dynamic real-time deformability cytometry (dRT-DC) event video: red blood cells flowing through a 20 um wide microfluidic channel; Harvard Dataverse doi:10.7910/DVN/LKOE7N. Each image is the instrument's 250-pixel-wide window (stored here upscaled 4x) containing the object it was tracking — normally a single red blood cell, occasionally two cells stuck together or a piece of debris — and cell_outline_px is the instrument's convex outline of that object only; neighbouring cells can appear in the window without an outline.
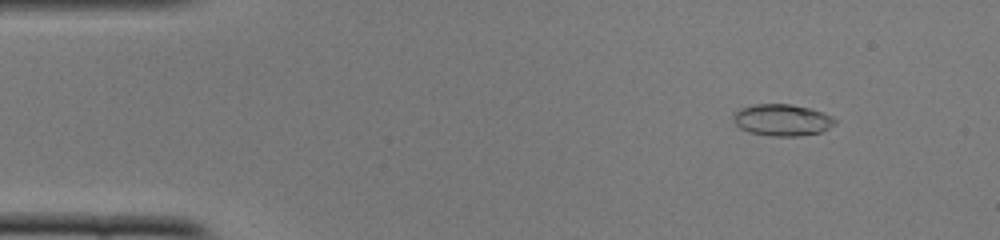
{"species": "common noctule bat (a hibernating species)", "species_latin": "Nyctalus noctula", "temperature_condition": "cold", "stored_images_in_passage": 51, "camera_frame_rate_fps": 3000, "um_per_image_px": 0.085, "animal": {"sex": "female", "body_mass_g": 22.0, "forearm_length_mm": 56.7}, "frame": {"image": 1, "passage_image": 6, "time_ms": 1.667, "image_size_px": [1000, 240], "cell_outline_px": [[836, 124], [820, 132], [800, 136], [768, 136], [748, 132], [740, 128], [732, 120], [732, 116], [740, 108], [756, 104], [792, 104], [824, 112], [832, 116], [836, 120]], "centroid_in_image_um": [66.48, 10.2], "position_along_channel_um": 18.5, "area_um2": 18.9}}
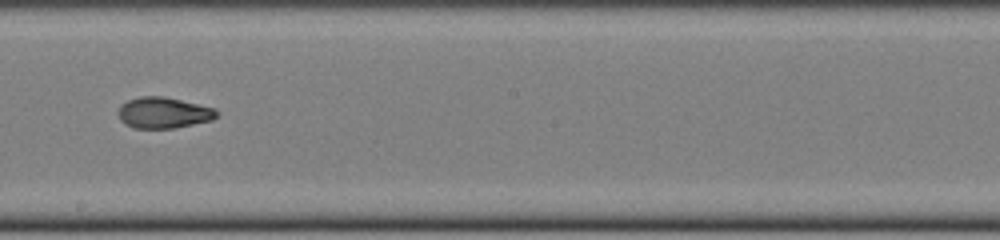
{"frame": {"image": 2, "passage_image": 29, "time_ms": 9.333, "image_size_px": [1000, 240], "cell_outline_px": [[220, 112], [212, 120], [176, 128], [132, 128], [124, 124], [120, 120], [116, 112], [120, 104], [128, 100], [140, 96], [164, 96], [216, 108]], "centroid_in_image_um": [13.87, 9.58], "position_along_channel_um": 234.3, "area_um2": 18.15}}
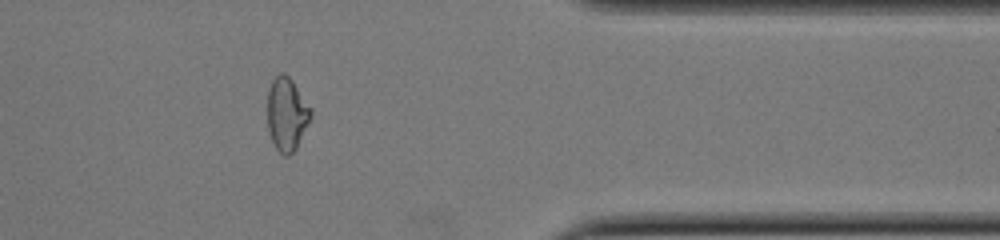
{"frame": {"image": 3, "passage_image": 42, "time_ms": 13.667, "image_size_px": [1000, 240], "cell_outline_px": [[312, 120], [296, 148], [288, 156], [284, 156], [276, 148], [268, 132], [268, 88], [272, 80], [280, 72], [284, 72], [292, 80], [312, 108]], "centroid_in_image_um": [24.4, 9.69], "position_along_channel_um": 387.0, "area_um2": 18.79}, "authors_computed_cell_mechanics": {"area_um2": 18.496, "velocity_mm_per_s": 3.9333, "shape_relaxation_time_tau1_ms": 9.8464, "shape_relaxation_time_tau2_ms": 2.1539, "deformation_change_tau1": 0.2536, "deformation_change_tau2": 0.0691}}